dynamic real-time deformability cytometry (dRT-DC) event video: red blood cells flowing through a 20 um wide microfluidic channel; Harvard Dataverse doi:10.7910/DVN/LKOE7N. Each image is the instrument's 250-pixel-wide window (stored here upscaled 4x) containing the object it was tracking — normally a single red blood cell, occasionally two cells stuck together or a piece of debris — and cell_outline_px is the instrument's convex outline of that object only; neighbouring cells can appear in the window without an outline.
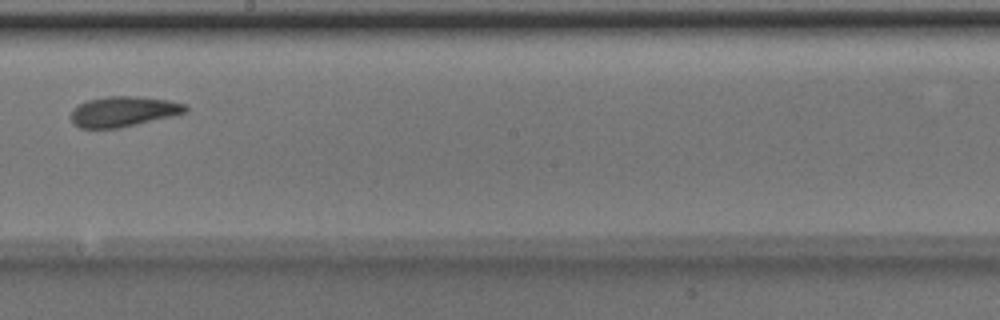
{"species": "Egyptian fruit bat (a non-hibernating species)", "species_latin": "Rousettus aegyptiacus", "temperature_condition": "room temperature", "stored_images_in_passage": 6, "camera_frame_rate_fps": 3000, "um_per_image_px": 0.085, "animal": {"sex": "male"}, "frame": {"image": 1, "passage_image": 6, "time_ms": 1.667, "image_size_px": [1000, 320], "cell_outline_px": [[188, 112], [172, 116], [120, 128], [80, 128], [72, 124], [72, 108], [76, 104], [88, 100], [108, 96], [136, 96], [168, 100], [188, 104]], "centroid_in_image_um": [10.49, 9.47], "position_along_channel_um": 237.7, "area_um2": 20.4}}